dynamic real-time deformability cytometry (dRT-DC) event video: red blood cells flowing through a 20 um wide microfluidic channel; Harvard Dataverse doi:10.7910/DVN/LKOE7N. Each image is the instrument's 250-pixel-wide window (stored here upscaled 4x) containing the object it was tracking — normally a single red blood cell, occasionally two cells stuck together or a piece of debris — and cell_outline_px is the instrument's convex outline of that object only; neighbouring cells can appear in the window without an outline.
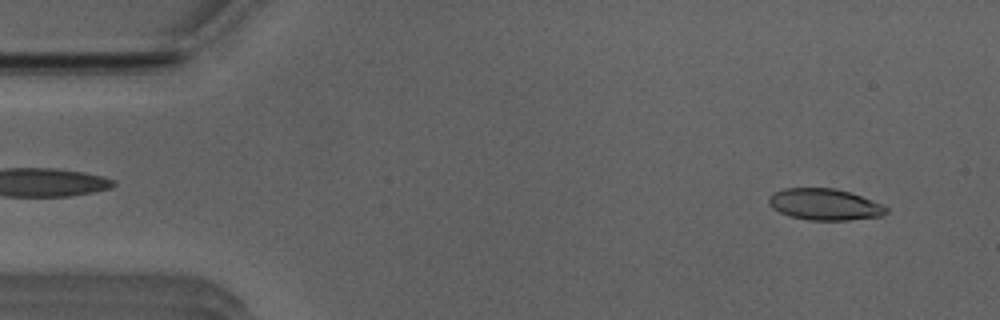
{"species": "Egyptian fruit bat (a non-hibernating species)", "species_latin": "Rousettus aegyptiacus", "temperature_condition": "room temperature", "stored_images_in_passage": 47, "camera_frame_rate_fps": 3000, "um_per_image_px": 0.085, "animal": {"sex": "male"}, "frame": {"image": 1, "passage_image": 3, "time_ms": 0.667, "image_size_px": [1000, 320], "cell_outline_px": [[888, 212], [880, 216], [848, 220], [808, 220], [788, 216], [772, 208], [768, 204], [768, 196], [772, 192], [784, 188], [836, 188], [872, 200], [888, 208]], "centroid_in_image_um": [70.03, 17.37], "position_along_channel_um": 15.0, "area_um2": 21.56}}
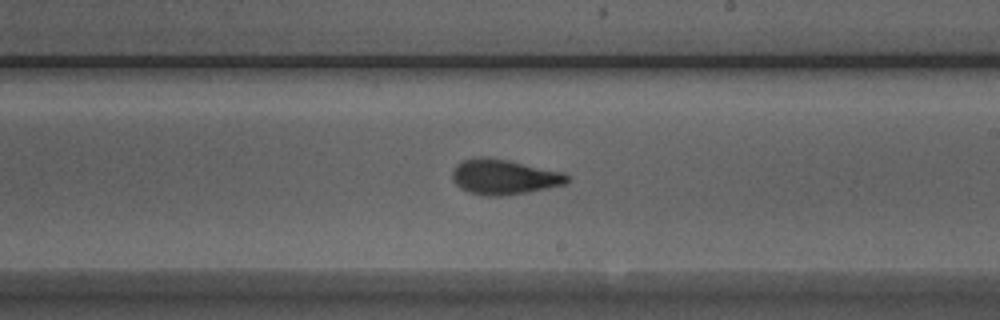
{"frame": {"image": 2, "passage_image": 28, "time_ms": 9.0, "image_size_px": [1000, 320], "cell_outline_px": [[568, 180], [564, 184], [548, 188], [528, 192], [500, 196], [484, 196], [468, 192], [460, 188], [452, 180], [452, 172], [464, 160], [480, 156], [488, 156], [508, 160], [564, 172], [568, 176]], "centroid_in_image_um": [42.84, 15.04], "position_along_channel_um": 246.2, "area_um2": 23.47}}
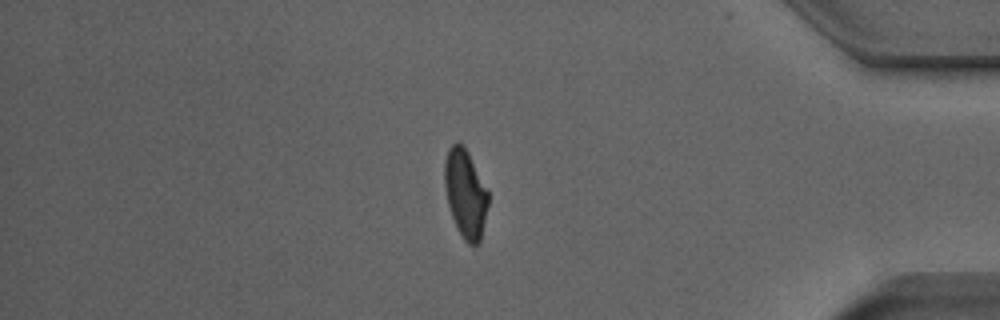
{"frame": {"image": 3, "passage_image": 42, "time_ms": 13.667, "image_size_px": [1000, 320], "cell_outline_px": [[488, 204], [480, 240], [476, 244], [468, 244], [464, 240], [456, 228], [448, 204], [444, 188], [444, 160], [448, 148], [456, 140], [464, 144], [488, 192]], "centroid_in_image_um": [39.53, 16.41], "position_along_channel_um": 395.7, "area_um2": 22.48}, "authors_computed_cell_mechanics": {"area_um2": 22.5998, "velocity_mm_per_s": 3.9851, "shape_relaxation_time_tau1_ms": 4.7949, "shape_relaxation_time_tau2_ms": 1.6204, "deformation_change_tau1": 0.1894, "deformation_change_tau2": 0.0874}}